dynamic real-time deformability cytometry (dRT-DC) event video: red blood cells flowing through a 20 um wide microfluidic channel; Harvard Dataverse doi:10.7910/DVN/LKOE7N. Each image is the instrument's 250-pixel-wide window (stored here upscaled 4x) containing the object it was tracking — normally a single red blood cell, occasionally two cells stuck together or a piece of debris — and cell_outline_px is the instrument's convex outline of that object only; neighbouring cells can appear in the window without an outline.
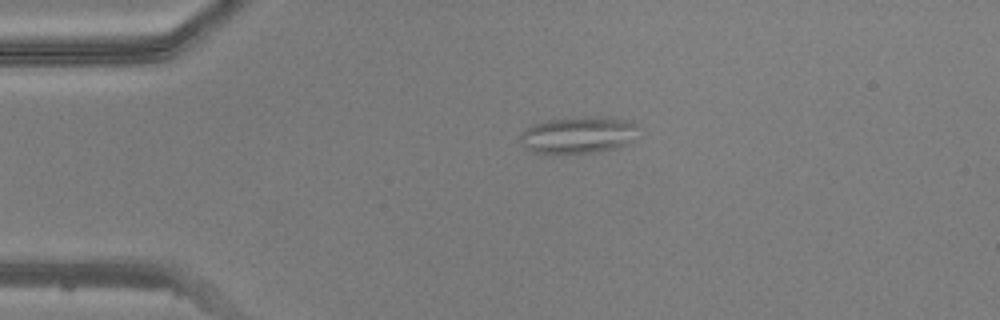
{"species": "common noctule bat (a hibernating species)", "species_latin": "Nyctalus noctula", "temperature_condition": "warm", "stored_images_in_passage": 40, "camera_frame_rate_fps": 3000, "um_per_image_px": 0.085, "animal": {"sex": "male", "body_mass_g": 20.5, "forearm_length_mm": 52.5}, "frame": {"image": 1, "passage_image": 1, "time_ms": 0.0, "image_size_px": [1000, 320], "cell_outline_px": [[636, 124], [632, 140], [628, 144], [616, 148], [596, 152], [532, 152], [520, 140], [520, 132], [536, 124], [548, 120], [604, 116], [612, 116], [632, 120]], "centroid_in_image_um": [49.21, 11.45], "position_along_channel_um": 35.8, "area_um2": 24.8}}
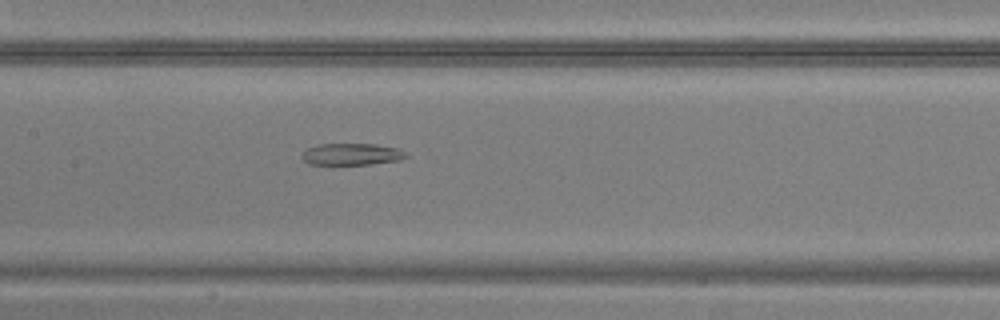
{"frame": {"image": 2, "passage_image": 14, "time_ms": 4.333, "image_size_px": [1000, 320], "cell_outline_px": [[408, 156], [400, 160], [372, 164], [308, 164], [300, 156], [308, 148], [320, 144], [376, 144], [396, 148], [404, 152]], "centroid_in_image_um": [29.89, 13.11], "position_along_channel_um": 177.5, "area_um2": 13.06}}
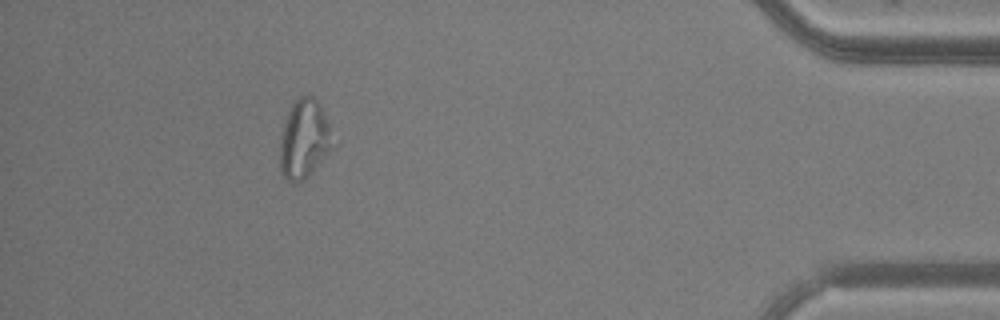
{"frame": {"image": 3, "passage_image": 35, "time_ms": 11.333, "image_size_px": [1000, 320], "cell_outline_px": [[332, 148], [308, 176], [296, 184], [288, 180], [280, 172], [280, 136], [288, 112], [292, 104], [300, 96], [312, 96], [320, 104], [328, 124]], "centroid_in_image_um": [25.81, 11.84], "position_along_channel_um": 409.4, "area_um2": 23.7}}